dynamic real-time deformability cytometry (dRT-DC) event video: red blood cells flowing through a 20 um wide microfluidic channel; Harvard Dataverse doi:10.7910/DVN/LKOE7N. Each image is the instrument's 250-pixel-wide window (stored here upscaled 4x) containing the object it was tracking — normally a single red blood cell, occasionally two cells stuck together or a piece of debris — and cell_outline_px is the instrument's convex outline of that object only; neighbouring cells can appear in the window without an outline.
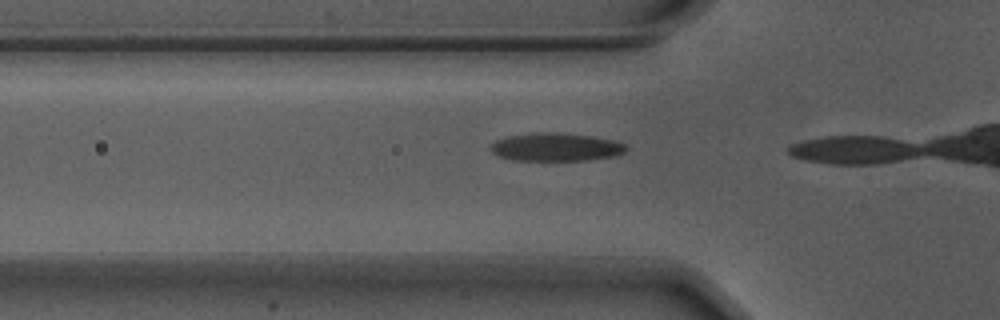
{"species": "Egyptian fruit bat (a non-hibernating species)", "species_latin": "Rousettus aegyptiacus", "temperature_condition": "warm", "stored_images_in_passage": 4, "camera_frame_rate_fps": 3000, "um_per_image_px": 0.085, "animal": {"sex": "male"}, "frame": {"image": 1, "passage_image": 3, "time_ms": 0.667, "image_size_px": [1000, 320], "cell_outline_px": [[628, 148], [624, 152], [612, 156], [584, 160], [516, 160], [500, 156], [492, 152], [488, 148], [496, 140], [508, 136], [536, 132], [556, 132], [588, 136], [616, 140], [624, 144]], "centroid_in_image_um": [47.23, 12.49], "position_along_channel_um": 78.6, "area_um2": 21.96}}